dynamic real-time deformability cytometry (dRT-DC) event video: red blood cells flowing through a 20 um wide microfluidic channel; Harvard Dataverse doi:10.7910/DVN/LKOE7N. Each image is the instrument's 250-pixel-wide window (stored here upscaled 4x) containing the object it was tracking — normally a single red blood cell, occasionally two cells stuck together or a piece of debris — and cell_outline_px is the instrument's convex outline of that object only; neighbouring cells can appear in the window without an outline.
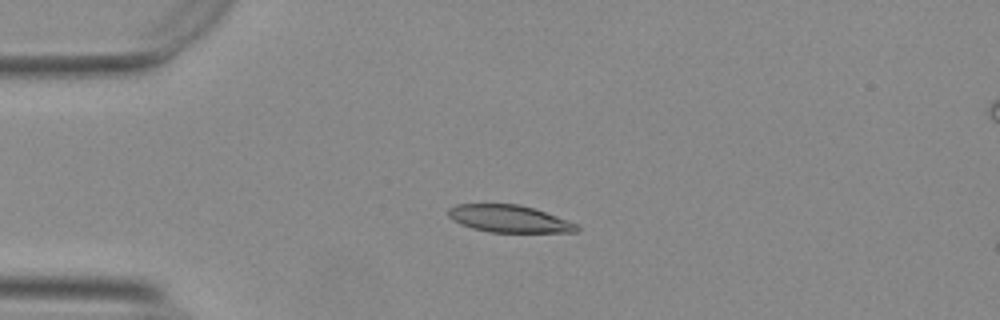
{"species": "Egyptian fruit bat (a non-hibernating species)", "species_latin": "Rousettus aegyptiacus", "temperature_condition": "warm", "stored_images_in_passage": 34, "camera_frame_rate_fps": 3000, "um_per_image_px": 0.085, "animal": {"sex": "female"}, "frame": {"image": 1, "passage_image": 1, "time_ms": 0.0, "image_size_px": [1000, 320], "cell_outline_px": [[580, 228], [576, 232], [492, 232], [472, 228], [460, 224], [452, 220], [448, 216], [448, 208], [456, 204], [520, 204], [556, 216], [576, 224]], "centroid_in_image_um": [43.22, 18.59], "position_along_channel_um": 41.8, "area_um2": 20.23}}
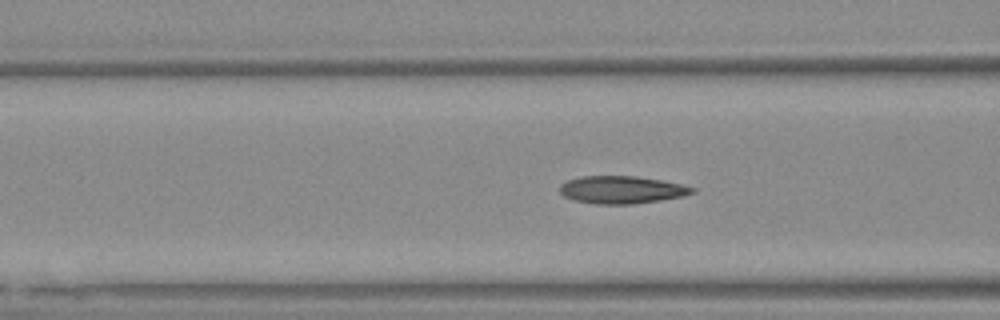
{"frame": {"image": 2, "passage_image": 9, "time_ms": 2.667, "image_size_px": [1000, 320], "cell_outline_px": [[696, 192], [680, 196], [660, 200], [632, 204], [596, 204], [576, 200], [564, 196], [560, 192], [560, 184], [568, 180], [580, 176], [636, 176], [660, 180], [680, 184], [696, 188]], "centroid_in_image_um": [52.83, 16.12], "position_along_channel_um": 113.8, "area_um2": 21.1}}
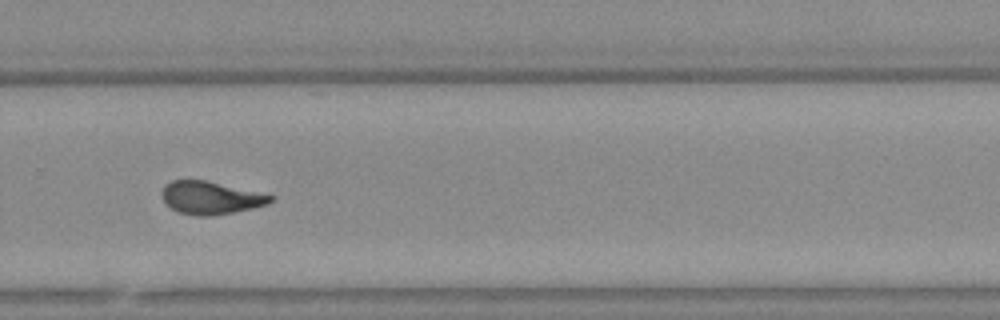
{"frame": {"image": 3, "passage_image": 25, "time_ms": 8.0, "image_size_px": [1000, 320], "cell_outline_px": [[276, 196], [268, 204], [252, 208], [232, 212], [208, 216], [196, 216], [180, 212], [172, 208], [164, 200], [160, 192], [164, 184], [172, 180], [204, 180]], "centroid_in_image_um": [17.88, 16.8], "position_along_channel_um": 311.9, "area_um2": 20.52}, "authors_computed_cell_mechanics": {"area_um2": 21.0103, "velocity_mm_per_s": 3.7197, "shape_relaxation_time_tau1_ms": 6.6171, "shape_relaxation_time_tau2_ms": 1.6477, "deformation_change_tau1": 0.1967, "deformation_change_tau2": 0.0898}}